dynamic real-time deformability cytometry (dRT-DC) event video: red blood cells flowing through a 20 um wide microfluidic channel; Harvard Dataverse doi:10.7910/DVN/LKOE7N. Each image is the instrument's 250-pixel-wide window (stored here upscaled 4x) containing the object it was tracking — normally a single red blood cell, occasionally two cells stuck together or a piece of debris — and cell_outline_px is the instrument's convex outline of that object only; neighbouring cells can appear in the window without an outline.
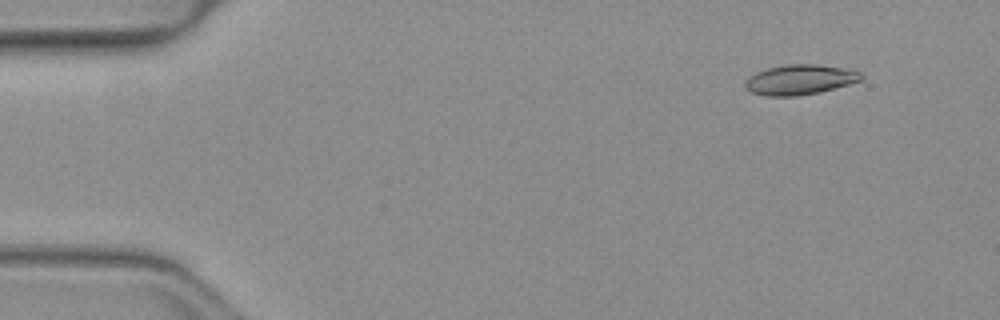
{"species": "common noctule bat (a hibernating species)", "species_latin": "Nyctalus noctula", "temperature_condition": "warm", "stored_images_in_passage": 47, "camera_frame_rate_fps": 3000, "um_per_image_px": 0.085, "animal": {"sex": "female", "body_mass_g": 19.3, "forearm_length_mm": 54.1}, "frame": {"image": 1, "passage_image": 1, "time_ms": 0.0, "image_size_px": [1000, 320], "cell_outline_px": [[864, 76], [860, 80], [848, 84], [820, 92], [796, 96], [764, 96], [752, 92], [744, 88], [744, 80], [756, 72], [768, 68], [784, 64], [816, 64], [848, 68], [860, 72]], "centroid_in_image_um": [67.96, 6.76], "position_along_channel_um": 17.0, "area_um2": 20.46}}
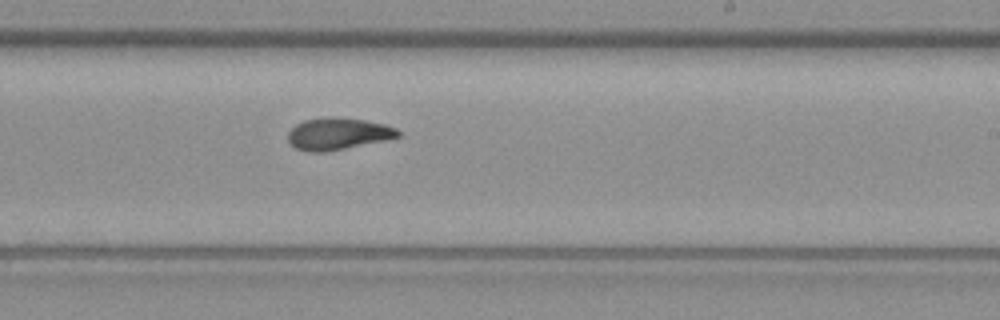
{"frame": {"image": 2, "passage_image": 27, "time_ms": 8.667, "image_size_px": [1000, 320], "cell_outline_px": [[400, 136], [384, 140], [324, 152], [312, 152], [296, 148], [288, 140], [288, 132], [296, 124], [304, 120], [364, 120], [384, 124], [396, 128], [400, 132]], "centroid_in_image_um": [28.73, 11.41], "position_along_channel_um": 260.3, "area_um2": 19.31}}
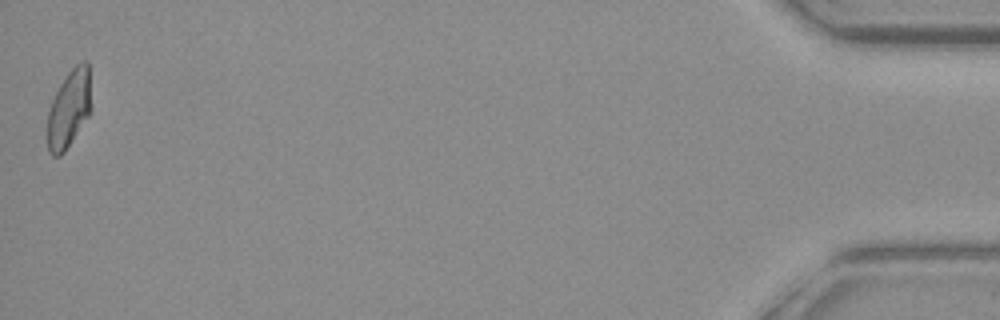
{"frame": {"image": 3, "passage_image": 47, "time_ms": 15.333, "image_size_px": [1000, 320], "cell_outline_px": [[92, 108], [88, 116], [64, 152], [60, 156], [52, 156], [48, 152], [48, 112], [52, 100], [60, 84], [68, 72], [76, 64], [84, 60], [88, 60]], "centroid_in_image_um": [5.88, 9.22], "position_along_channel_um": 429.3, "area_um2": 19.83}, "authors_computed_cell_mechanics": {"area_um2": 20.3456, "velocity_mm_per_s": 4.0277, "shape_relaxation_time_tau1_ms": 5.0908, "shape_relaxation_time_tau2_ms": 1.5052, "deformation_change_tau1": 0.1976, "deformation_change_tau2": 0.0764}}